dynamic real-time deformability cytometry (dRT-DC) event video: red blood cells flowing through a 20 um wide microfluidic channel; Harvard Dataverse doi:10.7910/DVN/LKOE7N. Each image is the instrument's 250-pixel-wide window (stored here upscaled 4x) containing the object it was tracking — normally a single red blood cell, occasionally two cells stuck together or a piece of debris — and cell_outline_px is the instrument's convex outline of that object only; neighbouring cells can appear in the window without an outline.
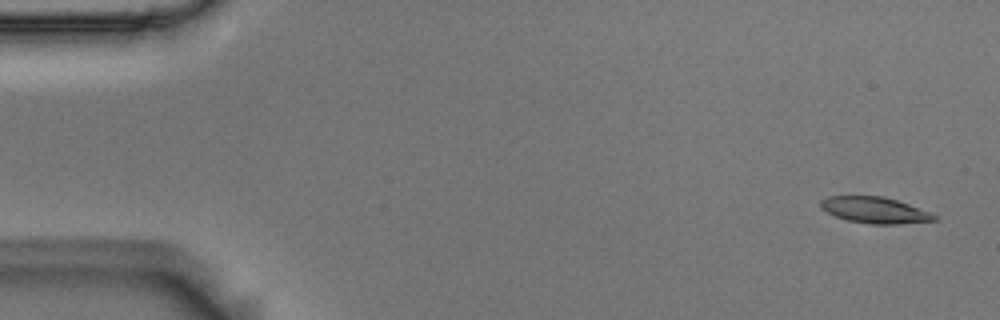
{"species": "Egyptian fruit bat (a non-hibernating species)", "species_latin": "Rousettus aegyptiacus", "temperature_condition": "room temperature", "stored_images_in_passage": 4, "camera_frame_rate_fps": 3000, "um_per_image_px": 0.085, "animal": {"sex": "male"}, "frame": {"image": 1, "passage_image": 1, "time_ms": 0.0, "image_size_px": [1000, 320], "cell_outline_px": [[936, 220], [900, 224], [872, 224], [848, 220], [836, 216], [820, 208], [820, 200], [828, 196], [884, 196], [932, 212], [936, 216]], "centroid_in_image_um": [74.36, 17.85], "position_along_channel_um": 10.6, "area_um2": 17.28}}
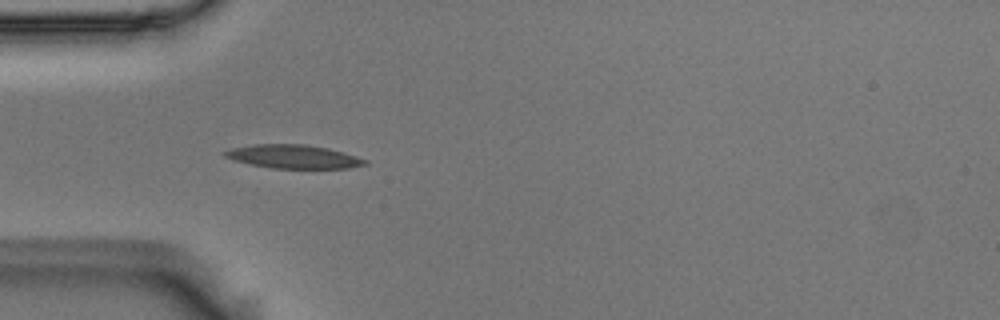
{"frame": {"image": 2, "passage_image": 3, "time_ms": 0.667, "image_size_px": [1000, 320], "cell_outline_px": [[368, 164], [348, 168], [272, 168], [232, 160], [224, 156], [220, 152], [232, 148], [252, 144], [304, 144], [328, 148], [344, 152], [368, 160]], "centroid_in_image_um": [24.93, 13.3], "position_along_channel_um": 60.1, "area_um2": 19.31}}
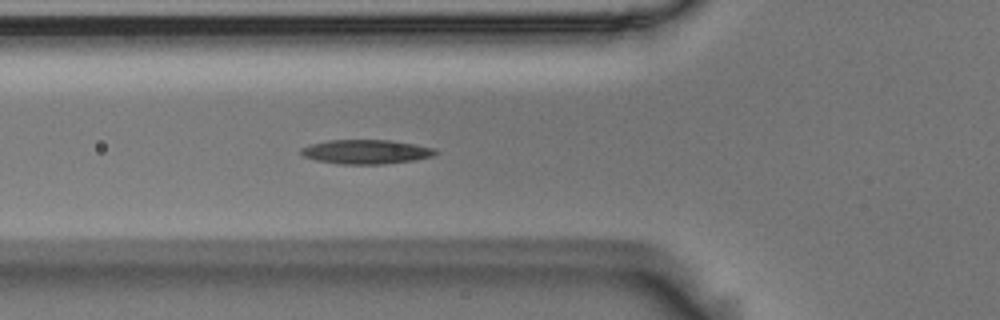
{"frame": {"image": 3, "passage_image": 4, "time_ms": 1.0, "image_size_px": [1000, 320], "cell_outline_px": [[440, 152], [432, 156], [416, 160], [384, 164], [336, 164], [316, 160], [304, 156], [300, 152], [300, 148], [308, 144], [328, 140], [392, 140], [416, 144], [436, 148]], "centroid_in_image_um": [31.14, 12.9], "position_along_channel_um": 94.7, "area_um2": 19.31}}